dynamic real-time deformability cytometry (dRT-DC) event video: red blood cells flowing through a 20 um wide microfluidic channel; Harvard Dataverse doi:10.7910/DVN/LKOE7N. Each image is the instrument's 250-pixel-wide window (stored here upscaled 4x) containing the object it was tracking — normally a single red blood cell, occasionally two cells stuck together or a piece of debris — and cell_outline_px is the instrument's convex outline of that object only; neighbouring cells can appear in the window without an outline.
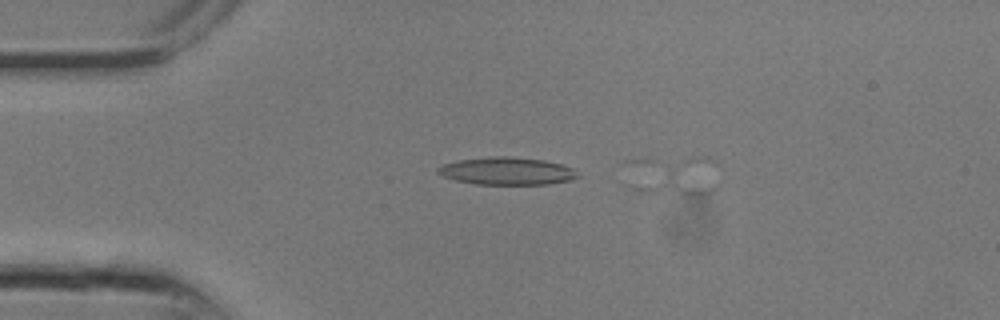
{"species": "common noctule bat (a hibernating species)", "species_latin": "Nyctalus noctula", "temperature_condition": "room temperature", "stored_images_in_passage": 3, "segment_of_instrument_passage": [2, 2], "camera_frame_rate_fps": 3000, "um_per_image_px": 0.085, "animal": {"sex": "male", "body_mass_g": 13.3}, "frame": {"image": 1, "passage_image": 3, "time_ms": 0.667, "image_size_px": [1000, 320], "cell_outline_px": [[720, 184], [716, 188], [708, 192], [696, 196], [688, 196], [640, 192], [632, 188], [620, 164], [624, 160], [692, 156], [708, 156], [716, 160]], "centroid_in_image_um": [57.2, 14.89], "position_along_channel_um": 27.8, "area_um2": 23.58}}